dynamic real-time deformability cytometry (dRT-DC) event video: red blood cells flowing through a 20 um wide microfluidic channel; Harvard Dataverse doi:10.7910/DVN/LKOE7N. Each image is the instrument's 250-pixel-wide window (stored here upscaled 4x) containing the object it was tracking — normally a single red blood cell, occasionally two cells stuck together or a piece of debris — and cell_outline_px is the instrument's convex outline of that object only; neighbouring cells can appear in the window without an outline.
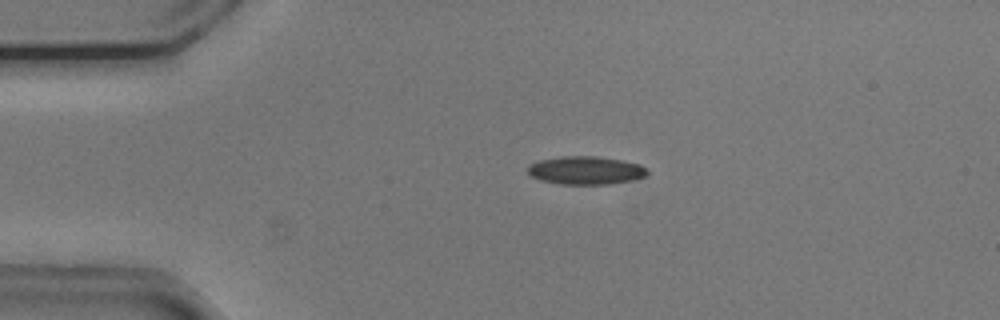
{"species": "common noctule bat (a hibernating species)", "species_latin": "Nyctalus noctula", "temperature_condition": "cold", "stored_images_in_passage": 40, "camera_frame_rate_fps": 3000, "um_per_image_px": 0.085, "animal": {"sex": "male", "body_mass_g": 20.5, "forearm_length_mm": 52.5}, "frame": {"image": 1, "passage_image": 12, "time_ms": 3.667, "image_size_px": [1000, 320], "cell_outline_px": [[648, 176], [632, 180], [608, 184], [560, 184], [540, 180], [532, 176], [528, 172], [528, 164], [540, 160], [560, 156], [596, 156], [620, 160], [640, 164], [648, 168]], "centroid_in_image_um": [49.81, 14.48], "position_along_channel_um": 35.2, "area_um2": 19.71}}
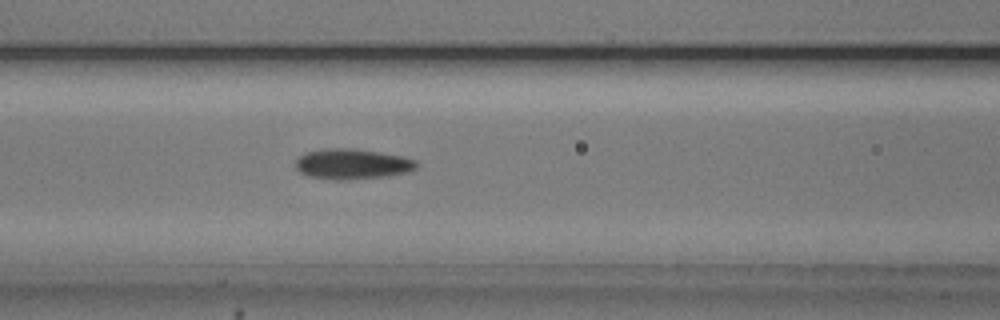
{"frame": {"image": 2, "passage_image": 23, "time_ms": 7.333, "image_size_px": [1000, 320], "cell_outline_px": [[416, 168], [408, 172], [388, 176], [344, 180], [336, 180], [308, 176], [300, 172], [296, 168], [296, 160], [304, 152], [324, 148], [352, 148], [380, 152], [404, 156], [416, 160]], "centroid_in_image_um": [29.93, 13.93], "position_along_channel_um": 136.7, "area_um2": 21.56}}